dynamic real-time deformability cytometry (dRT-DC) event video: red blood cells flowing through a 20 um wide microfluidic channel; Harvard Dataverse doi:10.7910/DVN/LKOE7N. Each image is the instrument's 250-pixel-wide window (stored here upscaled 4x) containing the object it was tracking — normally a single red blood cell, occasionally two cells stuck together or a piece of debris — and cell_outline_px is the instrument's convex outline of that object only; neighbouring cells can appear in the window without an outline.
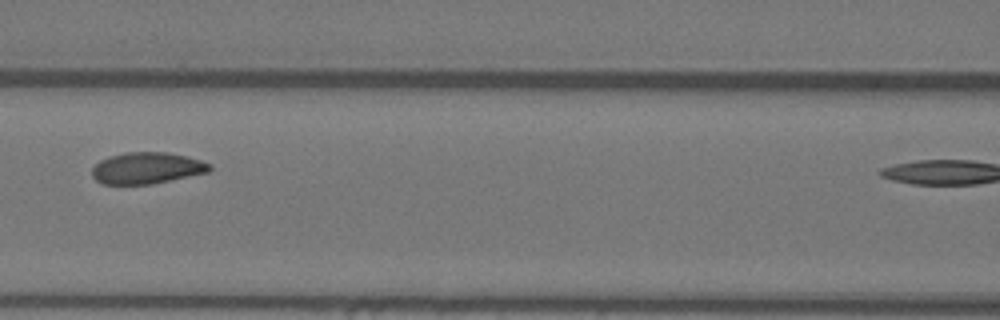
{"species": "Egyptian fruit bat (a non-hibernating species)", "species_latin": "Rousettus aegyptiacus", "temperature_condition": "warm", "stored_images_in_passage": 4, "camera_frame_rate_fps": 3000, "um_per_image_px": 0.085, "animal": {"sex": "female"}, "frame": {"image": 1, "passage_image": 3, "time_ms": 0.667, "image_size_px": [1000, 320], "cell_outline_px": [[212, 168], [208, 172], [152, 184], [104, 184], [96, 180], [92, 176], [92, 168], [100, 160], [108, 156], [124, 152], [168, 152], [200, 160], [212, 164]], "centroid_in_image_um": [12.47, 14.28], "position_along_channel_um": 154.1, "area_um2": 21.56}}